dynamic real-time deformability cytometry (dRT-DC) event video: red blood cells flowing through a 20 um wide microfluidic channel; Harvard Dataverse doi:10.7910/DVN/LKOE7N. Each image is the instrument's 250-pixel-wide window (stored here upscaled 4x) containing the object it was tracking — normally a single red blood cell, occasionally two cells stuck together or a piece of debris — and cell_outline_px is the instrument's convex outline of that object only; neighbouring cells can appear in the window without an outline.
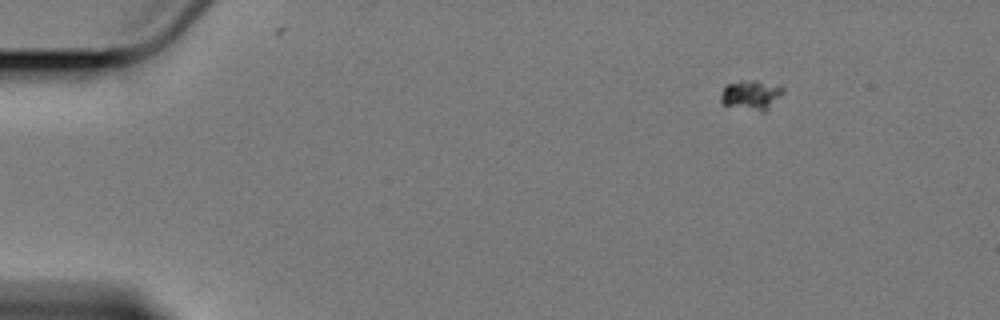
{"species": "Egyptian fruit bat (a non-hibernating species)", "species_latin": "Rousettus aegyptiacus", "temperature_condition": "cold", "stored_images_in_passage": 4, "camera_frame_rate_fps": 3000, "um_per_image_px": 0.085, "animal": {"sex": "female"}, "frame": {"image": 1, "passage_image": 1, "time_ms": 0.0, "image_size_px": [1000, 320], "cell_outline_px": [[784, 92], [764, 112], [724, 104], [720, 100], [720, 96], [724, 84], [740, 80], [756, 80], [784, 88]], "centroid_in_image_um": [63.8, 8.04], "position_along_channel_um": 21.2, "area_um2": 10.58}}
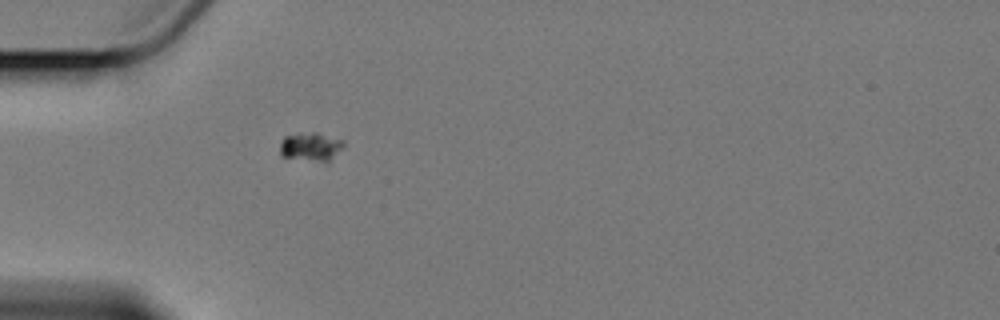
{"frame": {"image": 2, "passage_image": 4, "time_ms": 3.667, "image_size_px": [1000, 320], "cell_outline_px": [[344, 144], [328, 164], [280, 156], [280, 140], [284, 136], [300, 132], [316, 132], [344, 140]], "centroid_in_image_um": [26.39, 12.48], "position_along_channel_um": 58.6, "area_um2": 11.04}}